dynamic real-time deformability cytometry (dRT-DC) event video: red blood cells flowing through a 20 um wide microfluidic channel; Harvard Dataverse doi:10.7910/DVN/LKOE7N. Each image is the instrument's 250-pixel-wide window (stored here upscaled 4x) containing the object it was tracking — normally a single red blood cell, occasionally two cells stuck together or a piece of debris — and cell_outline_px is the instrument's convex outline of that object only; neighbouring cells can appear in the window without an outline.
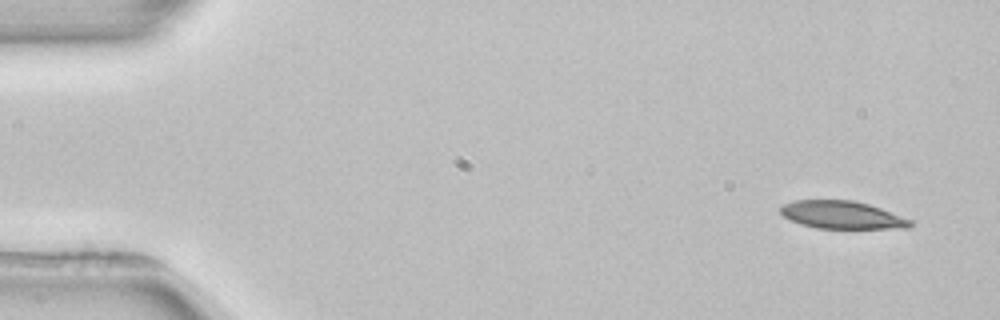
{"species": "common noctule bat (a hibernating species)", "species_latin": "Nyctalus noctula", "temperature_condition": "room temperature", "stored_images_in_passage": 4, "segment_of_instrument_passage": [1, 2], "camera_frame_rate_fps": 3000, "um_per_image_px": 0.085, "animal": {"sex": "female", "body_mass_g": 22.7, "forearm_length_mm": 54.2}, "frame": {"image": 1, "passage_image": 1, "time_ms": 0.0, "image_size_px": [1000, 320], "cell_outline_px": [[912, 224], [908, 228], [816, 228], [800, 224], [784, 216], [780, 212], [780, 208], [784, 204], [792, 200], [852, 200], [868, 204], [880, 208], [912, 220]], "centroid_in_image_um": [71.55, 18.26], "position_along_channel_um": 13.4, "area_um2": 20.81}}